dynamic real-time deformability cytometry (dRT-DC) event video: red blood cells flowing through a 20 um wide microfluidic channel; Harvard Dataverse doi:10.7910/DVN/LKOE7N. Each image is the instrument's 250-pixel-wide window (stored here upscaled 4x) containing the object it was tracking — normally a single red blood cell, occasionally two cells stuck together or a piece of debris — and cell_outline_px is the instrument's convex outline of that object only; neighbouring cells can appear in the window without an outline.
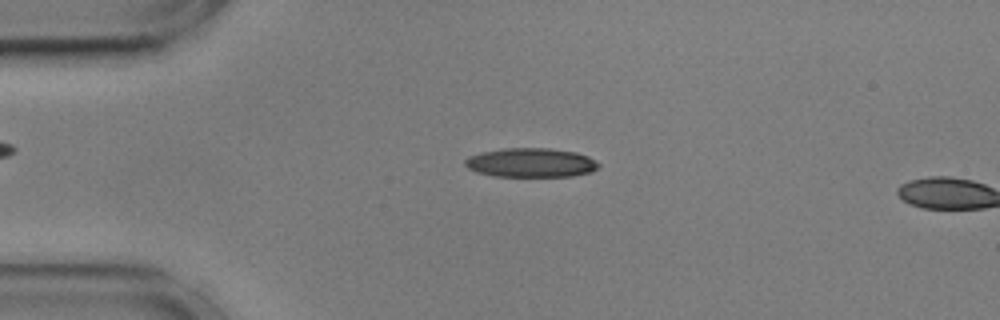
{"species": "common noctule bat (a hibernating species)", "species_latin": "Nyctalus noctula", "temperature_condition": "cold", "stored_images_in_passage": 15, "camera_frame_rate_fps": 3000, "um_per_image_px": 0.085, "animal": {"sex": "male", "body_mass_g": 17.9, "forearm_length_mm": 54.2}, "frame": {"image": 1, "passage_image": 13, "time_ms": 4.0, "image_size_px": [1000, 320], "cell_outline_px": [[600, 168], [592, 172], [572, 176], [492, 176], [476, 172], [468, 168], [464, 164], [464, 160], [468, 156], [480, 152], [504, 148], [548, 148], [576, 152], [588, 156], [600, 164]], "centroid_in_image_um": [45.12, 13.82], "position_along_channel_um": 39.9, "area_um2": 22.89}}